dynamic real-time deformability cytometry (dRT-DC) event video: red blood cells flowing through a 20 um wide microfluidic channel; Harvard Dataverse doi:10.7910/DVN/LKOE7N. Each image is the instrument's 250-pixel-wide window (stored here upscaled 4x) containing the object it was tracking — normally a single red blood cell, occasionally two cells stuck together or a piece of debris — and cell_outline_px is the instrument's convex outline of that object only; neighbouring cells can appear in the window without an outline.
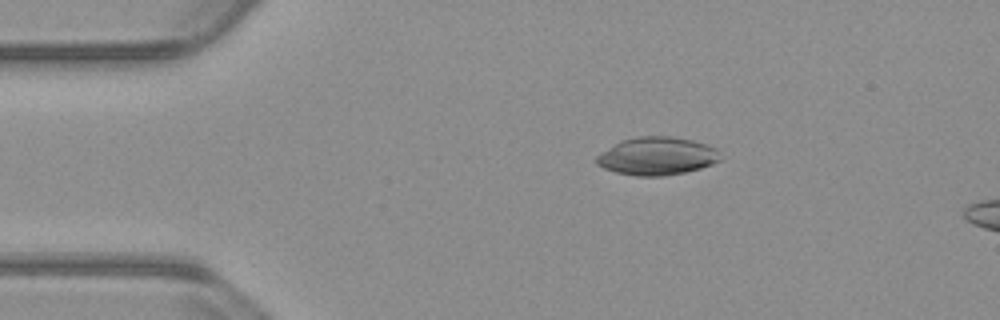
{"species": "common noctule bat (a hibernating species)", "species_latin": "Nyctalus noctula", "temperature_condition": "warm", "stored_images_in_passage": 50, "camera_frame_rate_fps": 3000, "um_per_image_px": 0.085, "animal": {"sex": "male", "body_mass_g": 23.1, "forearm_length_mm": 52.7}, "frame": {"image": 1, "passage_image": 10, "time_ms": 3.0, "image_size_px": [1000, 320], "cell_outline_px": [[720, 160], [712, 164], [700, 168], [684, 172], [664, 176], [636, 176], [616, 172], [604, 168], [596, 164], [596, 156], [600, 152], [620, 140], [636, 136], [672, 136], [692, 140], [708, 144], [716, 148]], "centroid_in_image_um": [55.81, 13.26], "position_along_channel_um": 29.2, "area_um2": 27.51}}
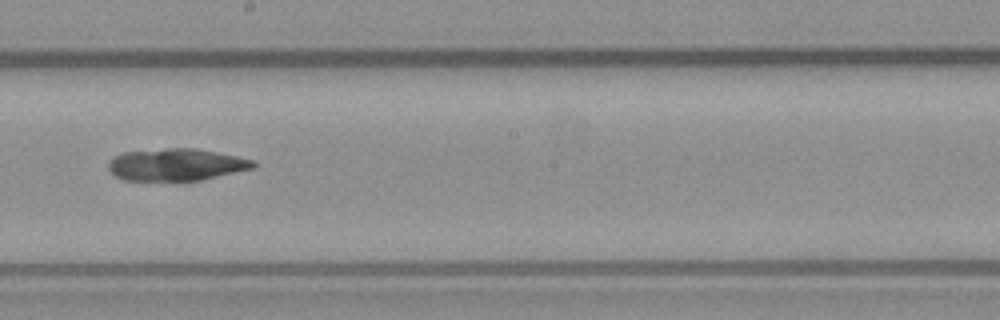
{"frame": {"image": 2, "passage_image": 30, "time_ms": 9.667, "image_size_px": [1000, 320], "cell_outline_px": [[256, 168], [204, 180], [124, 180], [116, 176], [108, 168], [108, 160], [112, 156], [124, 152], [168, 148], [196, 148], [256, 160]], "centroid_in_image_um": [15.02, 13.99], "position_along_channel_um": 233.2, "area_um2": 27.34}}
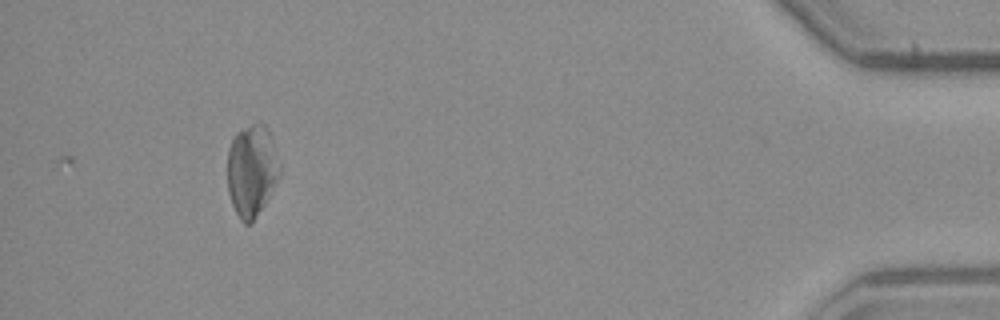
{"frame": {"image": 3, "passage_image": 50, "time_ms": 16.333, "image_size_px": [1000, 320], "cell_outline_px": [[280, 176], [264, 204], [252, 220], [248, 224], [244, 224], [240, 220], [232, 204], [228, 192], [228, 148], [236, 132], [256, 120], [260, 120], [268, 128], [280, 164]], "centroid_in_image_um": [21.4, 14.43], "position_along_channel_um": 413.8, "area_um2": 28.03}}